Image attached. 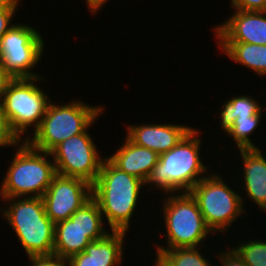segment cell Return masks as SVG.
<instances>
[{
	"label": "cell",
	"mask_w": 266,
	"mask_h": 266,
	"mask_svg": "<svg viewBox=\"0 0 266 266\" xmlns=\"http://www.w3.org/2000/svg\"><path fill=\"white\" fill-rule=\"evenodd\" d=\"M218 46L233 62L254 70L258 75H266V45L244 42H218Z\"/></svg>",
	"instance_id": "17"
},
{
	"label": "cell",
	"mask_w": 266,
	"mask_h": 266,
	"mask_svg": "<svg viewBox=\"0 0 266 266\" xmlns=\"http://www.w3.org/2000/svg\"><path fill=\"white\" fill-rule=\"evenodd\" d=\"M231 6L241 11H266V0H231Z\"/></svg>",
	"instance_id": "26"
},
{
	"label": "cell",
	"mask_w": 266,
	"mask_h": 266,
	"mask_svg": "<svg viewBox=\"0 0 266 266\" xmlns=\"http://www.w3.org/2000/svg\"><path fill=\"white\" fill-rule=\"evenodd\" d=\"M105 237L89 243L85 251L69 257V266H117L121 264L124 236L127 232L111 231Z\"/></svg>",
	"instance_id": "14"
},
{
	"label": "cell",
	"mask_w": 266,
	"mask_h": 266,
	"mask_svg": "<svg viewBox=\"0 0 266 266\" xmlns=\"http://www.w3.org/2000/svg\"><path fill=\"white\" fill-rule=\"evenodd\" d=\"M262 116H249L244 118H237L234 120L232 127L226 132L233 137L238 149H257L249 136L252 134Z\"/></svg>",
	"instance_id": "22"
},
{
	"label": "cell",
	"mask_w": 266,
	"mask_h": 266,
	"mask_svg": "<svg viewBox=\"0 0 266 266\" xmlns=\"http://www.w3.org/2000/svg\"><path fill=\"white\" fill-rule=\"evenodd\" d=\"M29 259L31 266H69L66 258L56 255L29 256Z\"/></svg>",
	"instance_id": "27"
},
{
	"label": "cell",
	"mask_w": 266,
	"mask_h": 266,
	"mask_svg": "<svg viewBox=\"0 0 266 266\" xmlns=\"http://www.w3.org/2000/svg\"><path fill=\"white\" fill-rule=\"evenodd\" d=\"M86 129L58 144L50 153L56 173L83 179L91 185L97 180L104 160Z\"/></svg>",
	"instance_id": "10"
},
{
	"label": "cell",
	"mask_w": 266,
	"mask_h": 266,
	"mask_svg": "<svg viewBox=\"0 0 266 266\" xmlns=\"http://www.w3.org/2000/svg\"><path fill=\"white\" fill-rule=\"evenodd\" d=\"M218 257L223 266H248L233 248L231 251L220 252Z\"/></svg>",
	"instance_id": "28"
},
{
	"label": "cell",
	"mask_w": 266,
	"mask_h": 266,
	"mask_svg": "<svg viewBox=\"0 0 266 266\" xmlns=\"http://www.w3.org/2000/svg\"><path fill=\"white\" fill-rule=\"evenodd\" d=\"M102 221L101 209L91 198L68 219L55 224L53 255L68 259L85 251L89 243L109 233Z\"/></svg>",
	"instance_id": "8"
},
{
	"label": "cell",
	"mask_w": 266,
	"mask_h": 266,
	"mask_svg": "<svg viewBox=\"0 0 266 266\" xmlns=\"http://www.w3.org/2000/svg\"><path fill=\"white\" fill-rule=\"evenodd\" d=\"M257 149H240L247 196L266 211V159Z\"/></svg>",
	"instance_id": "16"
},
{
	"label": "cell",
	"mask_w": 266,
	"mask_h": 266,
	"mask_svg": "<svg viewBox=\"0 0 266 266\" xmlns=\"http://www.w3.org/2000/svg\"><path fill=\"white\" fill-rule=\"evenodd\" d=\"M42 38L30 25L14 24L0 39V50L44 49Z\"/></svg>",
	"instance_id": "19"
},
{
	"label": "cell",
	"mask_w": 266,
	"mask_h": 266,
	"mask_svg": "<svg viewBox=\"0 0 266 266\" xmlns=\"http://www.w3.org/2000/svg\"><path fill=\"white\" fill-rule=\"evenodd\" d=\"M141 179L117 168L104 158L97 180L92 184V198L98 203L112 231L127 232L138 203Z\"/></svg>",
	"instance_id": "1"
},
{
	"label": "cell",
	"mask_w": 266,
	"mask_h": 266,
	"mask_svg": "<svg viewBox=\"0 0 266 266\" xmlns=\"http://www.w3.org/2000/svg\"><path fill=\"white\" fill-rule=\"evenodd\" d=\"M41 198L47 216L56 224L92 198V185L80 178L56 174Z\"/></svg>",
	"instance_id": "11"
},
{
	"label": "cell",
	"mask_w": 266,
	"mask_h": 266,
	"mask_svg": "<svg viewBox=\"0 0 266 266\" xmlns=\"http://www.w3.org/2000/svg\"><path fill=\"white\" fill-rule=\"evenodd\" d=\"M86 2L93 14L103 7L104 3L106 4L108 0H86Z\"/></svg>",
	"instance_id": "30"
},
{
	"label": "cell",
	"mask_w": 266,
	"mask_h": 266,
	"mask_svg": "<svg viewBox=\"0 0 266 266\" xmlns=\"http://www.w3.org/2000/svg\"><path fill=\"white\" fill-rule=\"evenodd\" d=\"M40 78L11 79L2 96L5 117L20 140L28 127L36 130L40 126L50 103L48 95L34 84Z\"/></svg>",
	"instance_id": "7"
},
{
	"label": "cell",
	"mask_w": 266,
	"mask_h": 266,
	"mask_svg": "<svg viewBox=\"0 0 266 266\" xmlns=\"http://www.w3.org/2000/svg\"><path fill=\"white\" fill-rule=\"evenodd\" d=\"M108 159L120 170L146 183L159 155L153 150L134 144L126 137L123 145Z\"/></svg>",
	"instance_id": "15"
},
{
	"label": "cell",
	"mask_w": 266,
	"mask_h": 266,
	"mask_svg": "<svg viewBox=\"0 0 266 266\" xmlns=\"http://www.w3.org/2000/svg\"><path fill=\"white\" fill-rule=\"evenodd\" d=\"M198 134V130L193 128L177 145L160 154L145 184H154L169 194L179 190L190 192L208 171L200 159L201 139Z\"/></svg>",
	"instance_id": "2"
},
{
	"label": "cell",
	"mask_w": 266,
	"mask_h": 266,
	"mask_svg": "<svg viewBox=\"0 0 266 266\" xmlns=\"http://www.w3.org/2000/svg\"><path fill=\"white\" fill-rule=\"evenodd\" d=\"M102 108L73 100L62 106L50 102L40 126L32 138L26 137L25 140L35 149L51 152L64 140L89 128L102 113Z\"/></svg>",
	"instance_id": "5"
},
{
	"label": "cell",
	"mask_w": 266,
	"mask_h": 266,
	"mask_svg": "<svg viewBox=\"0 0 266 266\" xmlns=\"http://www.w3.org/2000/svg\"><path fill=\"white\" fill-rule=\"evenodd\" d=\"M19 2V0H10L0 10V39L13 26L12 17L15 15Z\"/></svg>",
	"instance_id": "25"
},
{
	"label": "cell",
	"mask_w": 266,
	"mask_h": 266,
	"mask_svg": "<svg viewBox=\"0 0 266 266\" xmlns=\"http://www.w3.org/2000/svg\"><path fill=\"white\" fill-rule=\"evenodd\" d=\"M43 49L0 50V61L12 79L36 78L37 73L30 72L42 57Z\"/></svg>",
	"instance_id": "18"
},
{
	"label": "cell",
	"mask_w": 266,
	"mask_h": 266,
	"mask_svg": "<svg viewBox=\"0 0 266 266\" xmlns=\"http://www.w3.org/2000/svg\"><path fill=\"white\" fill-rule=\"evenodd\" d=\"M21 140L11 130L4 113L2 98H0V147L17 146Z\"/></svg>",
	"instance_id": "24"
},
{
	"label": "cell",
	"mask_w": 266,
	"mask_h": 266,
	"mask_svg": "<svg viewBox=\"0 0 266 266\" xmlns=\"http://www.w3.org/2000/svg\"><path fill=\"white\" fill-rule=\"evenodd\" d=\"M224 108L220 112L221 128L224 132H227L233 125V122L237 118H244L249 116H262V108L249 96H236L229 99L223 105Z\"/></svg>",
	"instance_id": "20"
},
{
	"label": "cell",
	"mask_w": 266,
	"mask_h": 266,
	"mask_svg": "<svg viewBox=\"0 0 266 266\" xmlns=\"http://www.w3.org/2000/svg\"><path fill=\"white\" fill-rule=\"evenodd\" d=\"M12 78L8 75V73L5 71L1 61H0V98H2L3 93L6 89V86L8 84V82L11 80Z\"/></svg>",
	"instance_id": "29"
},
{
	"label": "cell",
	"mask_w": 266,
	"mask_h": 266,
	"mask_svg": "<svg viewBox=\"0 0 266 266\" xmlns=\"http://www.w3.org/2000/svg\"><path fill=\"white\" fill-rule=\"evenodd\" d=\"M176 194L168 195L162 208L168 246L164 248L158 245L157 250L197 247L212 233L191 193Z\"/></svg>",
	"instance_id": "6"
},
{
	"label": "cell",
	"mask_w": 266,
	"mask_h": 266,
	"mask_svg": "<svg viewBox=\"0 0 266 266\" xmlns=\"http://www.w3.org/2000/svg\"><path fill=\"white\" fill-rule=\"evenodd\" d=\"M229 18L214 29L218 42L266 45V11L236 10Z\"/></svg>",
	"instance_id": "12"
},
{
	"label": "cell",
	"mask_w": 266,
	"mask_h": 266,
	"mask_svg": "<svg viewBox=\"0 0 266 266\" xmlns=\"http://www.w3.org/2000/svg\"><path fill=\"white\" fill-rule=\"evenodd\" d=\"M212 232H224L245 209L242 196L224 183L219 174L206 175L190 191Z\"/></svg>",
	"instance_id": "9"
},
{
	"label": "cell",
	"mask_w": 266,
	"mask_h": 266,
	"mask_svg": "<svg viewBox=\"0 0 266 266\" xmlns=\"http://www.w3.org/2000/svg\"><path fill=\"white\" fill-rule=\"evenodd\" d=\"M21 143L1 183L2 198H22L29 194L42 197L57 174L54 162L47 159L50 152L35 149L26 140Z\"/></svg>",
	"instance_id": "3"
},
{
	"label": "cell",
	"mask_w": 266,
	"mask_h": 266,
	"mask_svg": "<svg viewBox=\"0 0 266 266\" xmlns=\"http://www.w3.org/2000/svg\"><path fill=\"white\" fill-rule=\"evenodd\" d=\"M2 211L29 256L53 255L55 224L47 216L41 197L3 198ZM12 202V203H11ZM11 203V204H10Z\"/></svg>",
	"instance_id": "4"
},
{
	"label": "cell",
	"mask_w": 266,
	"mask_h": 266,
	"mask_svg": "<svg viewBox=\"0 0 266 266\" xmlns=\"http://www.w3.org/2000/svg\"><path fill=\"white\" fill-rule=\"evenodd\" d=\"M154 266H211L197 247L157 250Z\"/></svg>",
	"instance_id": "21"
},
{
	"label": "cell",
	"mask_w": 266,
	"mask_h": 266,
	"mask_svg": "<svg viewBox=\"0 0 266 266\" xmlns=\"http://www.w3.org/2000/svg\"><path fill=\"white\" fill-rule=\"evenodd\" d=\"M193 128L174 124H144L128 127L127 138L158 155L177 145Z\"/></svg>",
	"instance_id": "13"
},
{
	"label": "cell",
	"mask_w": 266,
	"mask_h": 266,
	"mask_svg": "<svg viewBox=\"0 0 266 266\" xmlns=\"http://www.w3.org/2000/svg\"><path fill=\"white\" fill-rule=\"evenodd\" d=\"M10 0H0V10L9 2Z\"/></svg>",
	"instance_id": "31"
},
{
	"label": "cell",
	"mask_w": 266,
	"mask_h": 266,
	"mask_svg": "<svg viewBox=\"0 0 266 266\" xmlns=\"http://www.w3.org/2000/svg\"><path fill=\"white\" fill-rule=\"evenodd\" d=\"M248 242L233 249L248 266H266V242L255 239Z\"/></svg>",
	"instance_id": "23"
}]
</instances>
